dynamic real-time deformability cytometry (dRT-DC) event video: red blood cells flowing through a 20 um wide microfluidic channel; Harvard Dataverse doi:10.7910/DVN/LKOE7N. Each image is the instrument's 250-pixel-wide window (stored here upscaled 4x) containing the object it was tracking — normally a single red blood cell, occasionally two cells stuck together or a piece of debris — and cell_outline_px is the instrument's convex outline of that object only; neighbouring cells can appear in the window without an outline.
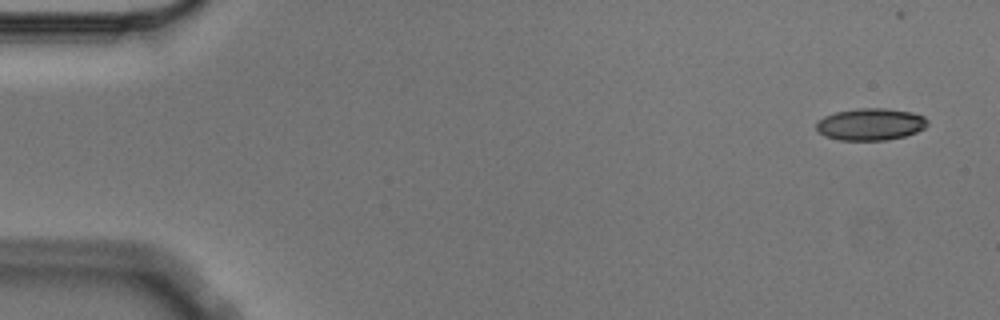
{"species": "Egyptian fruit bat (a non-hibernating species)", "species_latin": "Rousettus aegyptiacus", "temperature_condition": "cold", "stored_images_in_passage": 6, "camera_frame_rate_fps": 3000, "um_per_image_px": 0.085, "animal": {"sex": "male"}, "frame": {"image": 1, "passage_image": 1, "time_ms": 0.0, "image_size_px": [1000, 320], "cell_outline_px": [[928, 124], [924, 128], [916, 132], [904, 136], [888, 140], [840, 140], [824, 136], [816, 128], [816, 124], [824, 116], [836, 112], [856, 108], [884, 108], [912, 112], [924, 116], [928, 120]], "centroid_in_image_um": [74.01, 10.56], "position_along_channel_um": 11.0, "area_um2": 20.75}}
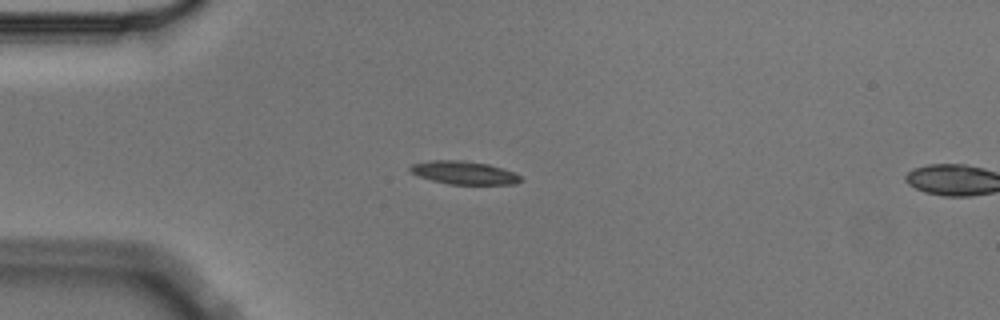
{"frame": {"image": 2, "passage_image": 5, "time_ms": 1.333, "image_size_px": [1000, 320], "cell_outline_px": [[524, 180], [516, 184], [448, 184], [432, 180], [420, 176], [412, 172], [408, 168], [412, 164], [428, 160], [460, 160], [488, 164], [512, 172], [520, 176]], "centroid_in_image_um": [39.43, 14.68], "position_along_channel_um": 45.6, "area_um2": 14.74}}